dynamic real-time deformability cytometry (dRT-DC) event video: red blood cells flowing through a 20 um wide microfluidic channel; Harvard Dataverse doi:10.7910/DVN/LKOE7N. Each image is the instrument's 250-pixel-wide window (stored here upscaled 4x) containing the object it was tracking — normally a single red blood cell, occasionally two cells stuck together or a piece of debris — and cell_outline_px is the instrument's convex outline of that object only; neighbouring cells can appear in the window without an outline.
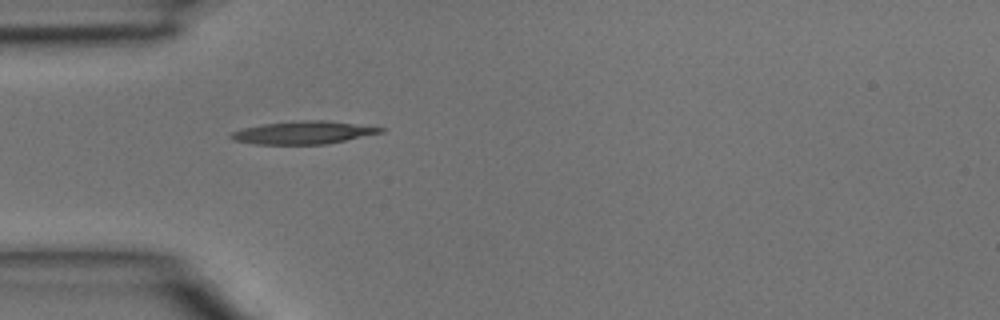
{"species": "common noctule bat (a hibernating species)", "species_latin": "Nyctalus noctula", "temperature_condition": "room temperature", "stored_images_in_passage": 1, "camera_frame_rate_fps": 3000, "um_per_image_px": 0.085, "animal": {"sex": "male", "body_mass_g": 15.6}, "frame": {"image": 1, "passage_image": 1, "time_ms": 0.0, "image_size_px": [1000, 320], "cell_outline_px": [[388, 128], [384, 132], [324, 144], [256, 144], [232, 140], [228, 136], [232, 132], [240, 128], [264, 124], [300, 120], [328, 120]], "centroid_in_image_um": [25.78, 11.26], "position_along_channel_um": 59.2, "area_um2": 19.94}}